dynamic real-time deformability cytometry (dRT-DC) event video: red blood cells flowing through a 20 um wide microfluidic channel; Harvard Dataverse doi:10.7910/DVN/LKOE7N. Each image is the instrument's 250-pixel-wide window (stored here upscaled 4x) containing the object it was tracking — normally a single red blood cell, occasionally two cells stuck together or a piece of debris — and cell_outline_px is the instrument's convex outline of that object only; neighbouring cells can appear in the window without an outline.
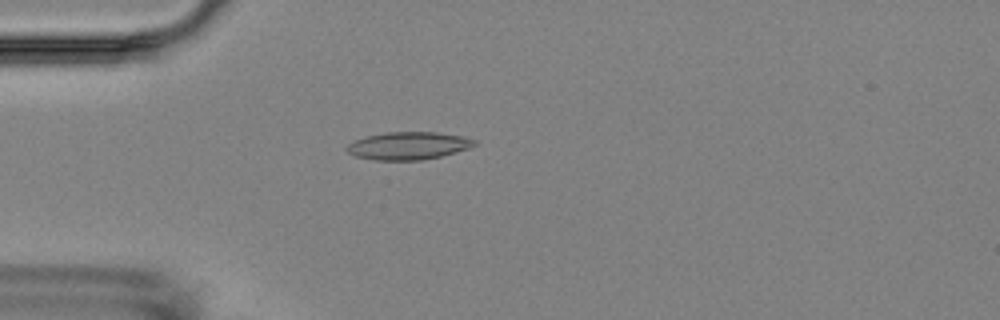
{"species": "Egyptian fruit bat (a non-hibernating species)", "species_latin": "Rousettus aegyptiacus", "temperature_condition": "room temperature", "stored_images_in_passage": 6, "camera_frame_rate_fps": 3000, "um_per_image_px": 0.085, "animal": {"sex": "female"}, "frame": {"image": 1, "passage_image": 4, "time_ms": 4.333, "image_size_px": [1000, 320], "cell_outline_px": [[476, 144], [468, 148], [456, 152], [424, 160], [372, 160], [356, 156], [348, 152], [344, 148], [352, 140], [368, 136], [388, 132], [436, 132], [464, 136], [476, 140]], "centroid_in_image_um": [34.69, 12.39], "position_along_channel_um": 50.3, "area_um2": 20.63}}